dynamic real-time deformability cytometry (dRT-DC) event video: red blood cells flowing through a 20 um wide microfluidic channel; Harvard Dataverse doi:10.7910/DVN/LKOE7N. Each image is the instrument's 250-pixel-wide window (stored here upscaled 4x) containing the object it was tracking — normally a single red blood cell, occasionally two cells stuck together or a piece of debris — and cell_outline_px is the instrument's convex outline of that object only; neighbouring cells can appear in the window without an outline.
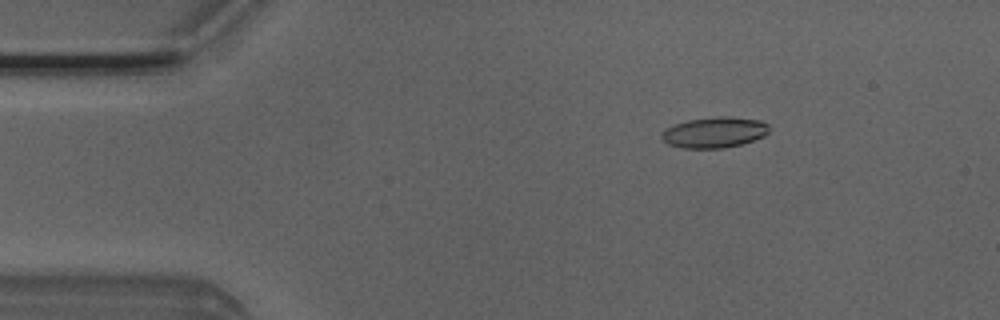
{"species": "Egyptian fruit bat (a non-hibernating species)", "species_latin": "Rousettus aegyptiacus", "temperature_condition": "room temperature", "stored_images_in_passage": 3, "camera_frame_rate_fps": 3000, "um_per_image_px": 0.085, "animal": {"sex": "male"}, "frame": {"image": 1, "passage_image": 1, "time_ms": 0.0, "image_size_px": [1000, 320], "cell_outline_px": [[768, 132], [764, 136], [740, 144], [724, 148], [680, 148], [668, 144], [660, 136], [668, 128], [676, 124], [688, 120], [716, 116], [728, 116], [760, 120], [768, 124]], "centroid_in_image_um": [60.74, 11.25], "position_along_channel_um": 24.3, "area_um2": 19.07}}